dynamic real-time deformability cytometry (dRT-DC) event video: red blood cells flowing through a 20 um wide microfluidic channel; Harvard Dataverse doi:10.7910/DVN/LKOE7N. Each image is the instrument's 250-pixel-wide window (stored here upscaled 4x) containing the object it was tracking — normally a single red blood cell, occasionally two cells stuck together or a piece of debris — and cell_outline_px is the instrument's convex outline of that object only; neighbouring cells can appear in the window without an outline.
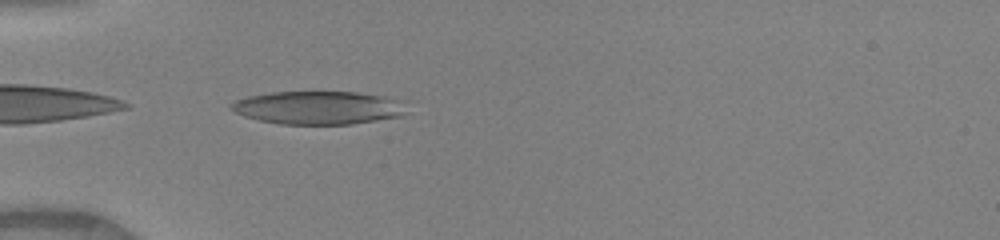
{"species": "human", "species_latin": "Homo sapiens", "temperature_condition": "warm", "stored_images_in_passage": 35, "camera_frame_rate_fps": 3000, "um_per_image_px": 0.085, "donor": {"sex": "female"}, "frame": {"image": 1, "passage_image": 2, "time_ms": 0.333, "image_size_px": [1000, 240], "cell_outline_px": [[408, 100], [404, 116], [352, 124], [280, 124], [260, 120], [244, 116], [228, 108], [236, 100], [248, 96], [272, 92], [356, 92], [384, 96]], "centroid_in_image_um": [27.15, 9.15], "position_along_channel_um": 57.9, "area_um2": 34.28}}
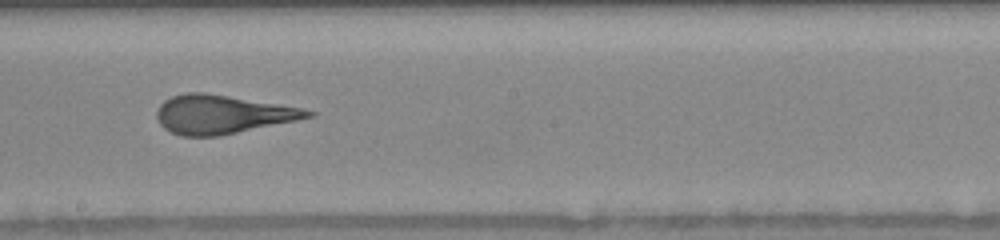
{"frame": {"image": 2, "passage_image": 15, "time_ms": 4.667, "image_size_px": [1000, 240], "cell_outline_px": [[316, 116], [220, 136], [180, 136], [164, 128], [160, 124], [156, 116], [156, 112], [160, 104], [164, 100], [172, 96], [184, 92], [204, 92], [304, 108], [316, 112]], "centroid_in_image_um": [18.89, 9.72], "position_along_channel_um": 229.3, "area_um2": 34.1}}
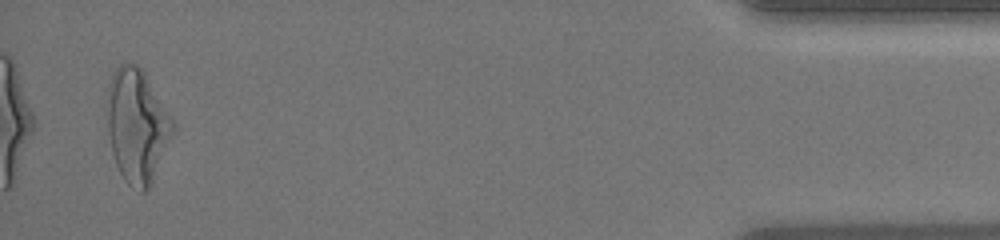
{"frame": {"image": 3, "passage_image": 34, "time_ms": 11.0, "image_size_px": [1000, 240], "cell_outline_px": [[176, 124], [152, 180], [148, 188], [144, 192], [140, 192], [128, 184], [124, 180], [116, 164], [112, 152], [108, 132], [104, 104], [104, 100], [108, 84], [112, 72], [120, 64], [136, 64], [144, 72]], "centroid_in_image_um": [11.59, 10.64], "position_along_channel_um": 423.6, "area_um2": 43.47}, "authors_computed_cell_mechanics": {"area_um2": 34.5066, "velocity_mm_per_s": 4.1584, "shape_relaxation_time_tau1_ms": 4.0241, "shape_relaxation_time_tau2_ms": 0.9177, "deformation_change_tau1": 0.194, "deformation_change_tau2": 0.0981}}